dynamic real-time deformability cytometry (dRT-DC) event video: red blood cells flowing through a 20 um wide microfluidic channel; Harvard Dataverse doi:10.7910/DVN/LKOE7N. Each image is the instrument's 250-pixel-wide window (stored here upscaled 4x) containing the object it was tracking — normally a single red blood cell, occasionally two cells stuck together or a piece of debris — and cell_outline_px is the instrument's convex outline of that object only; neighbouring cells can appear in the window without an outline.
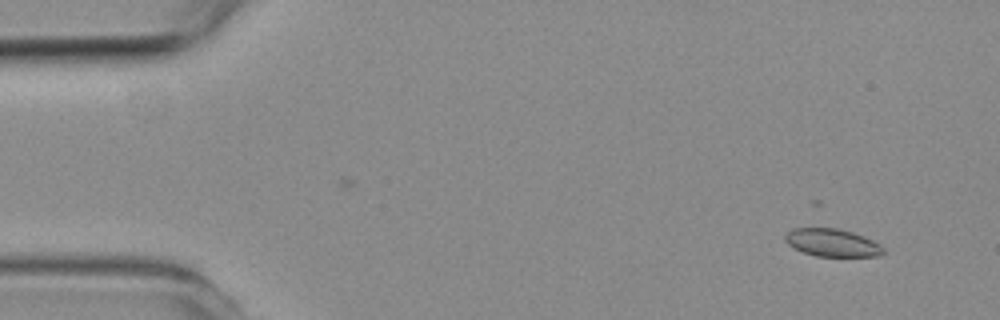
{"species": "common noctule bat (a hibernating species)", "species_latin": "Nyctalus noctula", "temperature_condition": "room temperature", "stored_images_in_passage": 6, "camera_frame_rate_fps": 3000, "um_per_image_px": 0.085, "animal": {"sex": "female", "body_mass_g": 19.3, "forearm_length_mm": 54.1}, "frame": {"image": 1, "passage_image": 2, "time_ms": 1.333, "image_size_px": [1000, 320], "cell_outline_px": [[884, 252], [880, 256], [816, 256], [804, 252], [788, 244], [784, 240], [784, 236], [792, 228], [836, 228], [852, 232], [864, 236], [880, 244], [884, 248]], "centroid_in_image_um": [70.75, 20.62], "position_along_channel_um": 14.3, "area_um2": 15.78}}